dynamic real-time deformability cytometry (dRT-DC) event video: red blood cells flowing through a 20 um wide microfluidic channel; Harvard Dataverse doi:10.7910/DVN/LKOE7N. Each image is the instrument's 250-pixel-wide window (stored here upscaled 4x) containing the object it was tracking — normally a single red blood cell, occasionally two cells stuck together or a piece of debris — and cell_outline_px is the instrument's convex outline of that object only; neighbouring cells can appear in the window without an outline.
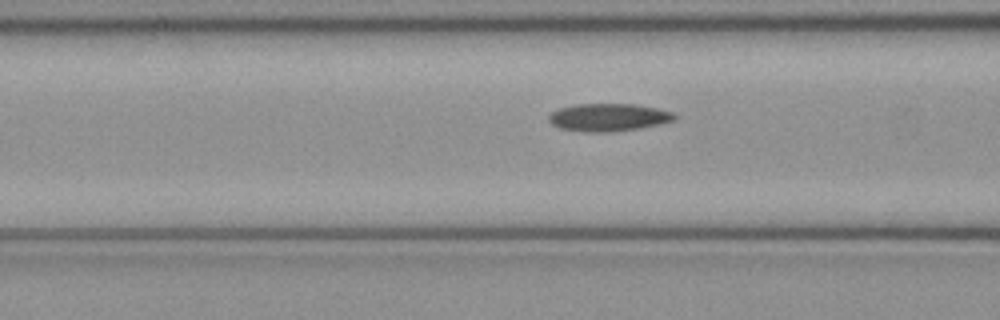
{"species": "common noctule bat (a hibernating species)", "species_latin": "Nyctalus noctula", "temperature_condition": "cold", "stored_images_in_passage": 51, "camera_frame_rate_fps": 3000, "um_per_image_px": 0.085, "animal": {"sex": "female", "body_mass_g": 21.9}, "frame": {"image": 1, "passage_image": 20, "time_ms": 6.333, "image_size_px": [1000, 320], "cell_outline_px": [[676, 120], [660, 124], [640, 128], [612, 132], [584, 132], [560, 128], [552, 124], [548, 120], [548, 116], [552, 112], [560, 108], [576, 104], [636, 104], [656, 108], [672, 112], [676, 116]], "centroid_in_image_um": [51.72, 9.98], "position_along_channel_um": 114.9, "area_um2": 20.35}}
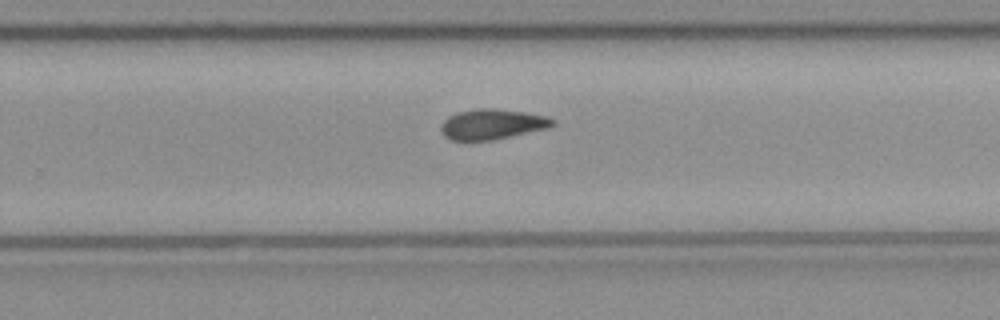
{"frame": {"image": 2, "passage_image": 33, "time_ms": 10.667, "image_size_px": [1000, 320], "cell_outline_px": [[556, 124], [548, 128], [492, 140], [452, 140], [444, 136], [440, 128], [444, 120], [448, 116], [460, 112], [476, 108], [492, 108], [524, 112], [548, 116], [556, 120]], "centroid_in_image_um": [41.86, 10.55], "position_along_channel_um": 287.9, "area_um2": 19.65}}
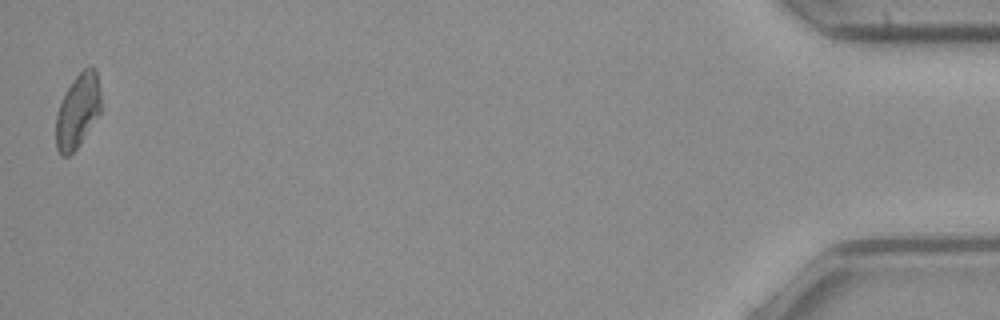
{"frame": {"image": 3, "passage_image": 51, "time_ms": 16.667, "image_size_px": [1000, 320], "cell_outline_px": [[100, 112], [76, 148], [68, 156], [60, 156], [56, 148], [56, 116], [60, 104], [72, 80], [88, 64], [96, 68], [100, 92]], "centroid_in_image_um": [6.6, 9.4], "position_along_channel_um": 428.6, "area_um2": 19.13}, "authors_computed_cell_mechanics": {"area_um2": 19.652, "velocity_mm_per_s": 3.9953, "shape_relaxation_time_tau1_ms": null, "shape_relaxation_time_tau2_ms": 5.6423, "deformation_change_tau1": null, "deformation_change_tau2": 0.1358}}